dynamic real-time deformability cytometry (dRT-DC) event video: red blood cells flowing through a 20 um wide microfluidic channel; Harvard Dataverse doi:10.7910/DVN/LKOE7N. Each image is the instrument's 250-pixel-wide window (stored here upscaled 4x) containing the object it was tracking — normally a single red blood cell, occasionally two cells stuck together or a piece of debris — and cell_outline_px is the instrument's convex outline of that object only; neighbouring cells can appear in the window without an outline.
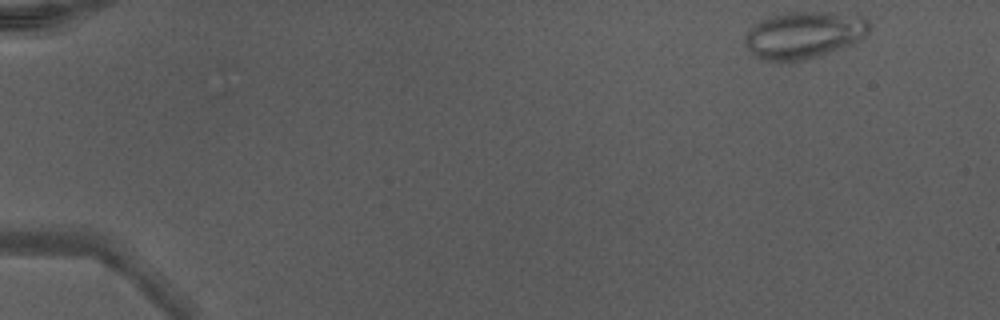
{"species": "Egyptian fruit bat (a non-hibernating species)", "species_latin": "Rousettus aegyptiacus", "temperature_condition": "warm", "stored_images_in_passage": 46, "camera_frame_rate_fps": 3000, "um_per_image_px": 0.085, "animal": {"sex": "male"}, "frame": {"image": 1, "passage_image": 1, "time_ms": 0.0, "image_size_px": [1000, 320], "cell_outline_px": [[872, 28], [860, 40], [816, 56], [796, 60], [764, 60], [756, 56], [744, 44], [744, 40], [748, 32], [756, 24], [772, 16], [788, 12], [832, 12], [864, 16], [868, 20]], "centroid_in_image_um": [68.38, 2.94], "position_along_channel_um": 16.6, "area_um2": 33.29}}
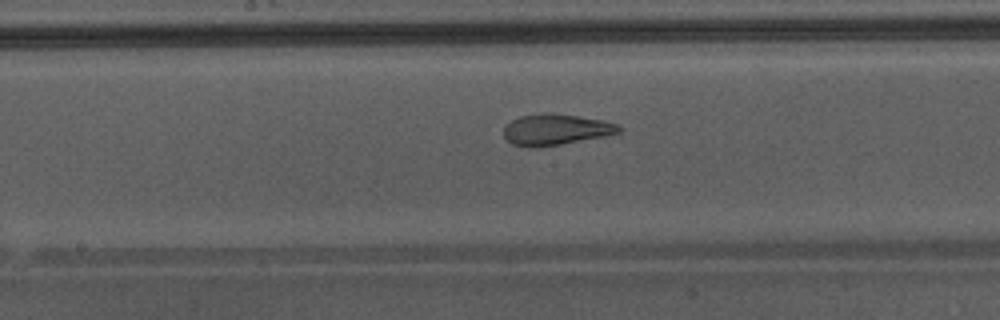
{"frame": {"image": 2, "passage_image": 24, "time_ms": 7.667, "image_size_px": [1000, 320], "cell_outline_px": [[624, 128], [620, 132], [560, 144], [532, 148], [512, 144], [504, 136], [504, 128], [512, 120], [520, 116], [544, 112], [548, 112], [576, 116], [600, 120], [620, 124]], "centroid_in_image_um": [47.22, 11.0], "position_along_channel_um": 201.0, "area_um2": 20.52}, "authors_computed_cell_mechanics": {"area_um2": 25.1719, "velocity_mm_per_s": 4.3414, "shape_relaxation_time_tau1_ms": 8.5146, "shape_relaxation_time_tau2_ms": 1.0517, "deformation_change_tau1": 0.2409, "deformation_change_tau2": 0.0708}}